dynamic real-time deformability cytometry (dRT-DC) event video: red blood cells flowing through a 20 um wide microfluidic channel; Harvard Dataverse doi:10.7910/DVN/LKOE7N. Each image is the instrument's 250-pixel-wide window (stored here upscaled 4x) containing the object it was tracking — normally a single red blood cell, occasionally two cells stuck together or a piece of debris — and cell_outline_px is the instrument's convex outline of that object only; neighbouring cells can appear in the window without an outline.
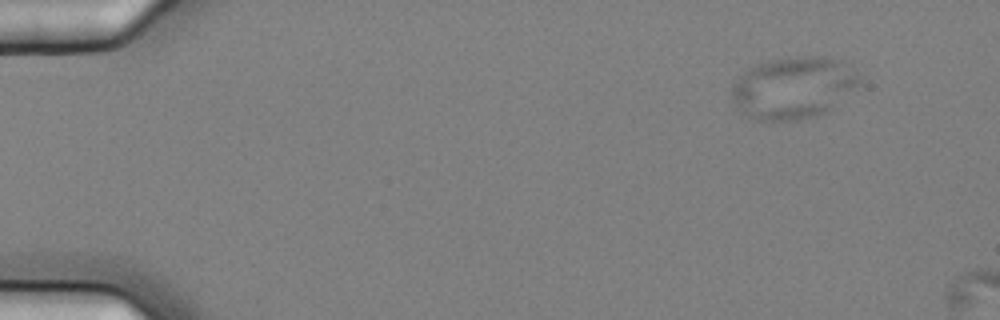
{"species": "common noctule bat (a hibernating species)", "species_latin": "Nyctalus noctula", "temperature_condition": "cold", "stored_images_in_passage": 4, "camera_frame_rate_fps": 3000, "um_per_image_px": 0.085, "animal": {"sex": "female", "body_mass_g": 25.1}, "frame": {"image": 1, "passage_image": 1, "time_ms": 0.0, "image_size_px": [1000, 320], "cell_outline_px": [[860, 80], [856, 84], [824, 112], [812, 116], [796, 120], [756, 120], [740, 112], [732, 100], [732, 84], [748, 68], [768, 60], [796, 56], [828, 56], [840, 60], [856, 68], [860, 72]], "centroid_in_image_um": [67.39, 7.42], "position_along_channel_um": 17.6, "area_um2": 45.6}}